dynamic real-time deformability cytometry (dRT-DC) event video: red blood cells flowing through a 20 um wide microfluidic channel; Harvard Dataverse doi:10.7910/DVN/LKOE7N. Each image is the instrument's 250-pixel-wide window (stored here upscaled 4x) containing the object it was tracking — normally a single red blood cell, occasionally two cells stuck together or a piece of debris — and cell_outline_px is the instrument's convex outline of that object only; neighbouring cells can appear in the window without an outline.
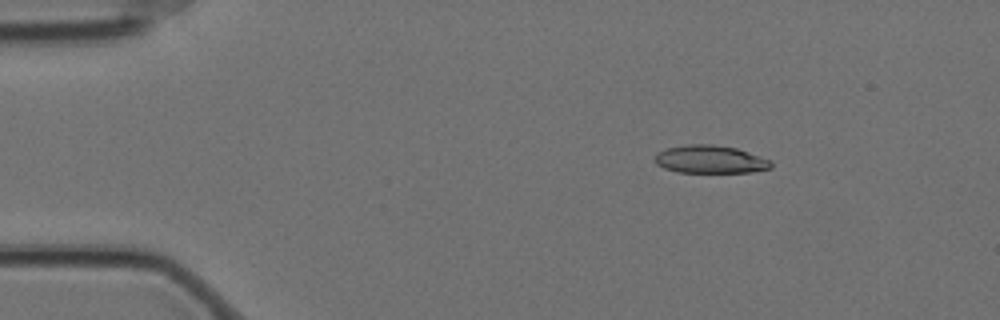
{"species": "Egyptian fruit bat (a non-hibernating species)", "species_latin": "Rousettus aegyptiacus", "temperature_condition": "cold", "stored_images_in_passage": 52, "camera_frame_rate_fps": 3000, "um_per_image_px": 0.085, "animal": {"sex": "female"}, "frame": {"image": 1, "passage_image": 3, "time_ms": 0.667, "image_size_px": [1000, 320], "cell_outline_px": [[772, 168], [752, 172], [676, 172], [664, 168], [656, 164], [652, 160], [656, 152], [668, 148], [688, 144], [712, 144], [736, 148], [748, 152], [768, 160], [772, 164]], "centroid_in_image_um": [60.3, 13.55], "position_along_channel_um": 24.7, "area_um2": 18.9}}
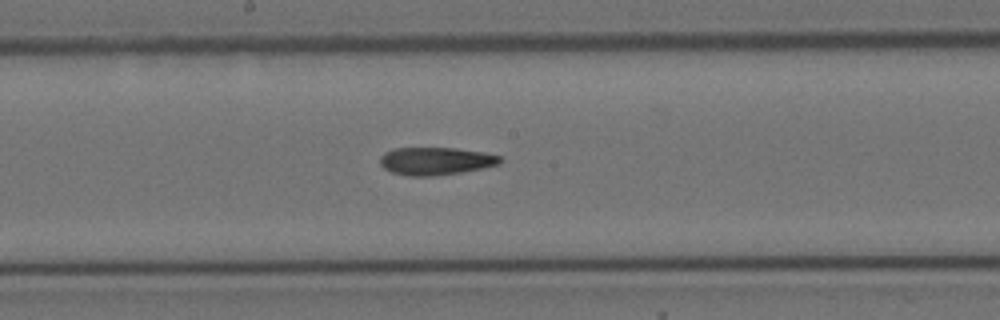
{"frame": {"image": 2, "passage_image": 25, "time_ms": 8.0, "image_size_px": [1000, 320], "cell_outline_px": [[500, 164], [460, 172], [432, 176], [408, 176], [392, 172], [384, 168], [380, 164], [380, 156], [384, 152], [392, 148], [456, 148], [484, 152], [500, 156]], "centroid_in_image_um": [36.99, 13.68], "position_along_channel_um": 211.2, "area_um2": 19.31}}
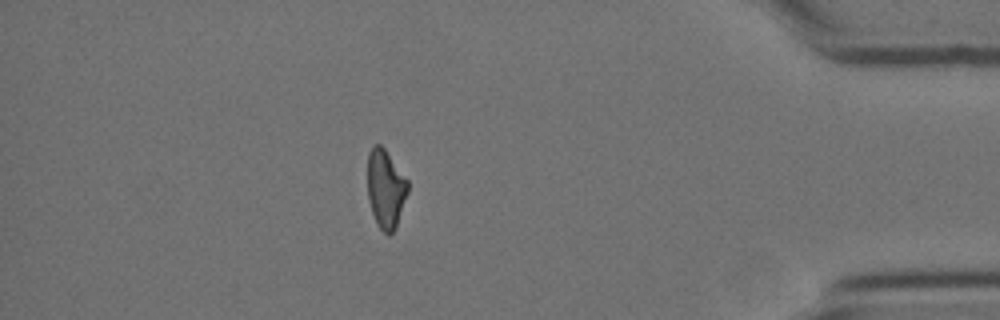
{"frame": {"image": 3, "passage_image": 45, "time_ms": 14.667, "image_size_px": [1000, 320], "cell_outline_px": [[408, 192], [396, 228], [388, 236], [376, 224], [368, 200], [368, 152], [372, 144], [380, 144], [384, 148], [408, 180]], "centroid_in_image_um": [32.77, 16.05], "position_along_channel_um": 402.4, "area_um2": 18.55}}